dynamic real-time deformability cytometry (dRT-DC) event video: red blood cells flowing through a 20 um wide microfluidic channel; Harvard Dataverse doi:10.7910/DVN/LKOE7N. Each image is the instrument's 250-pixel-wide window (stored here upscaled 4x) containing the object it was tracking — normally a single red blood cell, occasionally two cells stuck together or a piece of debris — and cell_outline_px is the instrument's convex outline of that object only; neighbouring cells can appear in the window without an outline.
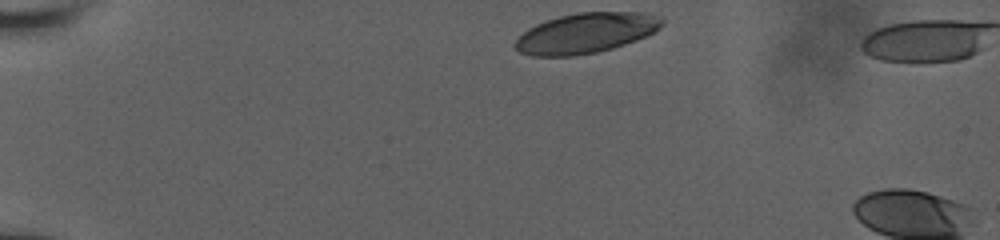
{"species": "human", "species_latin": "Homo sapiens", "temperature_condition": "room temperature", "stored_images_in_passage": 3, "camera_frame_rate_fps": 3000, "um_per_image_px": 0.085, "donor": {"sex": "male"}, "frame": {"image": 1, "passage_image": 1, "time_ms": 0.0, "image_size_px": [1000, 240], "cell_outline_px": [[664, 24], [660, 28], [636, 40], [612, 48], [596, 52], [572, 56], [532, 56], [520, 52], [512, 44], [528, 28], [536, 24], [560, 16], [576, 12], [644, 12], [664, 16]], "centroid_in_image_um": [49.83, 2.8], "position_along_channel_um": 35.2, "area_um2": 34.39}}